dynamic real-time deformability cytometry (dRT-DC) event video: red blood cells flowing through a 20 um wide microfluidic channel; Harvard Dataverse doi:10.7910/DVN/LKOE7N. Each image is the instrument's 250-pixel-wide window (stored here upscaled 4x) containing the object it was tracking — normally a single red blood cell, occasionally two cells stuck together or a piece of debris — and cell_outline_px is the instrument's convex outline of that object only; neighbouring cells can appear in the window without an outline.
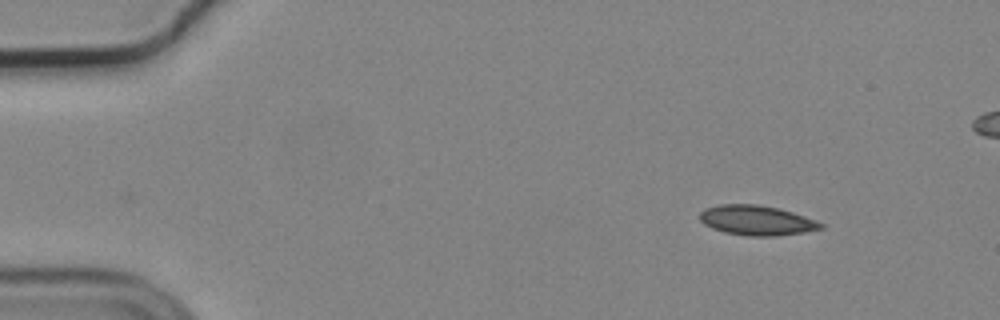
{"species": "common noctule bat (a hibernating species)", "species_latin": "Nyctalus noctula", "temperature_condition": "cold", "stored_images_in_passage": 42, "camera_frame_rate_fps": 3000, "um_per_image_px": 0.085, "animal": {"sex": "male", "body_mass_g": 19.2, "forearm_length_mm": 51.8}, "frame": {"image": 1, "passage_image": 1, "time_ms": 0.0, "image_size_px": [1000, 320], "cell_outline_px": [[824, 228], [804, 232], [776, 236], [748, 236], [724, 232], [712, 228], [704, 224], [700, 220], [700, 212], [704, 208], [720, 204], [756, 204], [780, 208], [816, 220], [824, 224]], "centroid_in_image_um": [64.31, 18.72], "position_along_channel_um": 20.7, "area_um2": 21.15}}
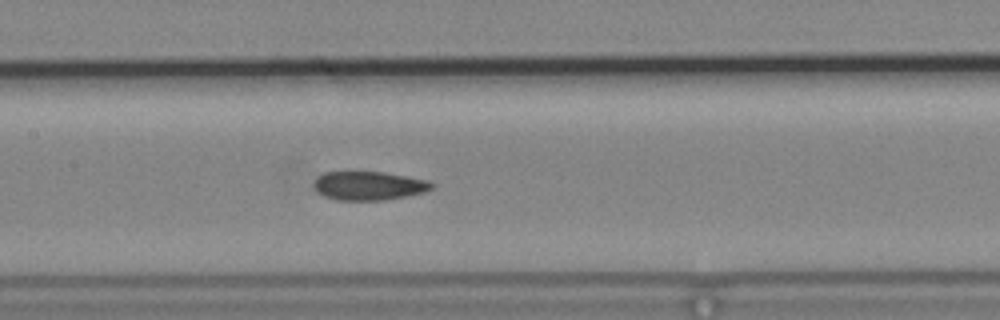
{"frame": {"image": 2, "passage_image": 21, "time_ms": 6.667, "image_size_px": [1000, 320], "cell_outline_px": [[436, 184], [432, 188], [424, 192], [408, 196], [384, 200], [336, 200], [324, 196], [316, 192], [312, 184], [324, 172], [384, 172], [428, 180]], "centroid_in_image_um": [31.36, 15.79], "position_along_channel_um": 176.0, "area_um2": 19.83}}
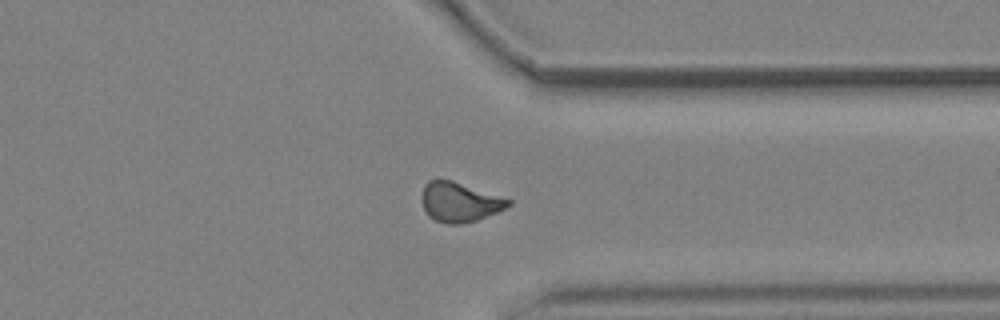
{"frame": {"image": 3, "passage_image": 37, "time_ms": 12.0, "image_size_px": [1000, 320], "cell_outline_px": [[512, 204], [496, 212], [476, 220], [460, 224], [448, 224], [436, 220], [428, 216], [420, 200], [420, 196], [424, 184], [428, 180], [452, 180], [512, 200]], "centroid_in_image_um": [39.01, 17.17], "position_along_channel_um": 372.4, "area_um2": 19.88}, "authors_computed_cell_mechanics": {"area_um2": 20.3167, "velocity_mm_per_s": 3.7184, "shape_relaxation_time_tau1_ms": null, "shape_relaxation_time_tau2_ms": 7.0116, "deformation_change_tau1": null, "deformation_change_tau2": 0.0998}}